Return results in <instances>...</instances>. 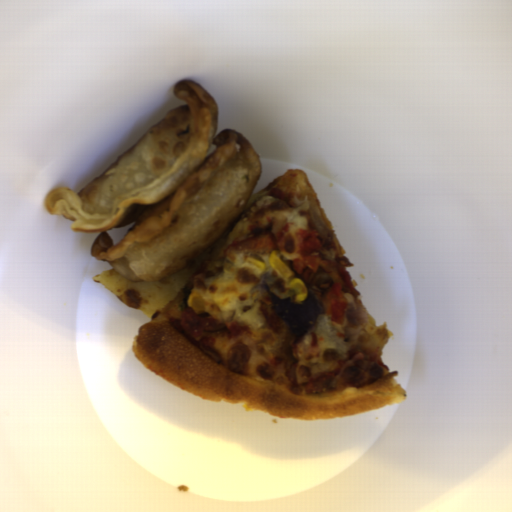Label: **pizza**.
Masks as SVG:
<instances>
[{
  "label": "pizza",
  "instance_id": "obj_1",
  "mask_svg": "<svg viewBox=\"0 0 512 512\" xmlns=\"http://www.w3.org/2000/svg\"><path fill=\"white\" fill-rule=\"evenodd\" d=\"M309 209L332 235L320 241V252L331 265L354 266L336 236L305 170L285 171L249 197L243 211L201 255L182 271L148 282L131 281L116 270L93 276L130 309L144 313L131 347L139 362L180 389L207 400L225 402L280 418L331 419L361 414L405 400L407 392L383 361L391 333L377 321L354 287L345 289L348 307L342 324L334 321L324 305L332 279L323 267L294 269L299 258V237L311 230ZM273 233V253L237 251L238 242ZM271 254L281 257L296 278L323 308L316 328L293 337L287 323L271 306L262 287L268 283L280 299L294 303L296 294L269 265ZM255 257L265 264L261 272L244 263ZM192 284L200 294L191 307L196 314L212 315L217 322H235L250 327L242 335L215 336L211 346L220 361L196 350L181 330L179 303L182 290ZM382 365L384 375L368 385L348 386L307 394L305 386L333 374L360 353Z\"/></svg>",
  "mask_w": 512,
  "mask_h": 512
}]
</instances>
